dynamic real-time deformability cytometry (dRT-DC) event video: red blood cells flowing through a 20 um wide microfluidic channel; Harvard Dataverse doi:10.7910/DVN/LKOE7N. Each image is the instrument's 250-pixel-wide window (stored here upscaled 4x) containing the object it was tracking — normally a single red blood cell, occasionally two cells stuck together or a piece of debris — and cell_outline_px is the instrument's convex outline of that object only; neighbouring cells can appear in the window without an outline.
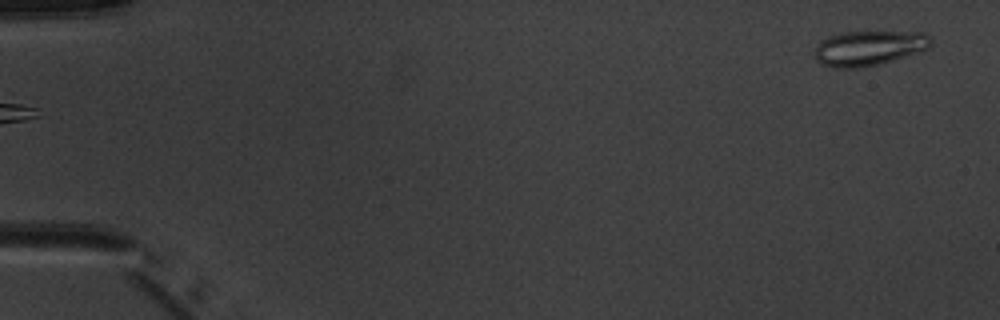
{"species": "common noctule bat (a hibernating species)", "species_latin": "Nyctalus noctula", "temperature_condition": "warm", "stored_images_in_passage": 5, "camera_frame_rate_fps": 3000, "um_per_image_px": 0.085, "animal": {"sex": "male", "body_mass_g": 20.1, "forearm_length_mm": 53.5}, "frame": {"image": 1, "passage_image": 5, "time_ms": 4.667, "image_size_px": [1000, 320], "cell_outline_px": [[932, 44], [928, 48], [920, 52], [880, 64], [860, 68], [832, 68], [820, 64], [816, 60], [812, 52], [816, 44], [820, 40], [828, 36], [844, 32], [924, 32], [932, 40]], "centroid_in_image_um": [73.8, 4.1], "position_along_channel_um": 11.2, "area_um2": 24.1}}